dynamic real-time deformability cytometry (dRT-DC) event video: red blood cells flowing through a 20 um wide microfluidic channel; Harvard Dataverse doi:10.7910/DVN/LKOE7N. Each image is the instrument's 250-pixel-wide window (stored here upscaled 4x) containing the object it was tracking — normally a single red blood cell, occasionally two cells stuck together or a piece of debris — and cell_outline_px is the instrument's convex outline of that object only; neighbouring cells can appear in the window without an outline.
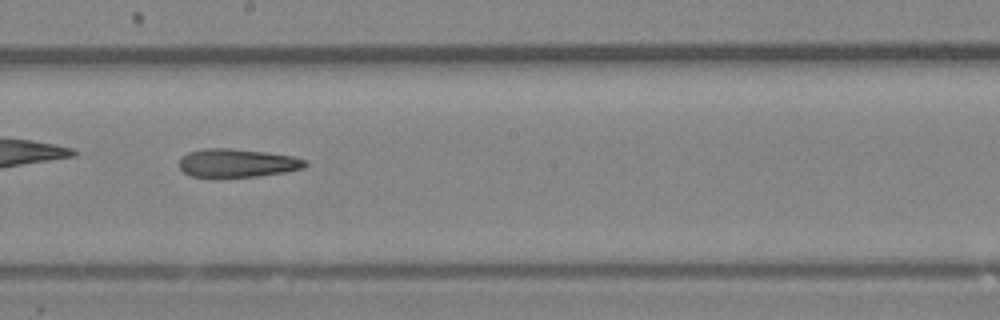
{"species": "Egyptian fruit bat (a non-hibernating species)", "species_latin": "Rousettus aegyptiacus", "temperature_condition": "room temperature", "stored_images_in_passage": 41, "camera_frame_rate_fps": 3000, "um_per_image_px": 0.085, "animal": {"sex": "female"}, "frame": {"image": 1, "passage_image": 24, "time_ms": 7.667, "image_size_px": [1000, 320], "cell_outline_px": [[308, 164], [304, 168], [284, 172], [256, 176], [192, 176], [184, 172], [180, 168], [180, 160], [188, 152], [204, 148], [232, 148], [264, 152], [292, 156], [308, 160]], "centroid_in_image_um": [20.2, 13.84], "position_along_channel_um": 228.0, "area_um2": 20.52}}